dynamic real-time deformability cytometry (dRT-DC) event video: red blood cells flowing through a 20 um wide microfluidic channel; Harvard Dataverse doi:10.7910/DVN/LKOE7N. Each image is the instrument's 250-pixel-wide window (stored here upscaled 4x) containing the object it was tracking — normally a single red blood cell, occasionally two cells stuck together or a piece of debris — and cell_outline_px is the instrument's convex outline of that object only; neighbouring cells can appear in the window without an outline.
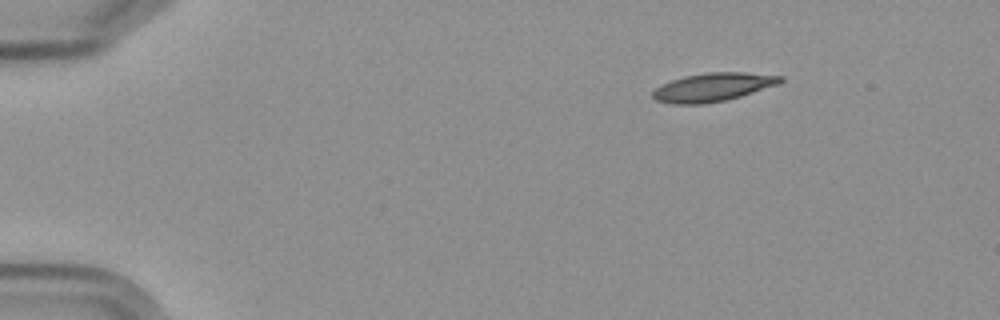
{"species": "Egyptian fruit bat (a non-hibernating species)", "species_latin": "Rousettus aegyptiacus", "temperature_condition": "cold", "stored_images_in_passage": 4, "camera_frame_rate_fps": 3000, "um_per_image_px": 0.085, "frame": {"image": 1, "passage_image": 1, "time_ms": 0.0, "image_size_px": [1000, 320], "cell_outline_px": [[784, 80], [780, 84], [740, 96], [724, 100], [704, 104], [672, 104], [656, 100], [652, 96], [652, 92], [660, 84], [684, 76], [708, 72], [744, 72], [784, 76]], "centroid_in_image_um": [60.61, 7.4], "position_along_channel_um": 24.4, "area_um2": 21.21}}
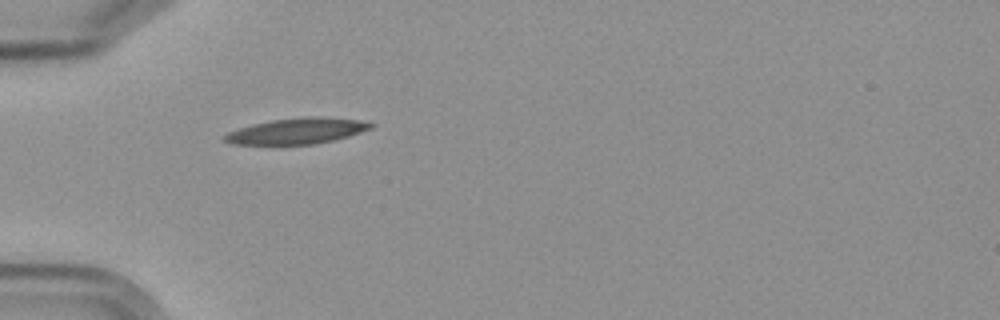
{"frame": {"image": 2, "passage_image": 3, "time_ms": 3.333, "image_size_px": [1000, 320], "cell_outline_px": [[376, 124], [372, 128], [348, 136], [316, 144], [284, 148], [280, 148], [232, 144], [224, 140], [220, 136], [228, 132], [252, 124], [272, 120], [304, 116], [320, 116], [360, 120]], "centroid_in_image_um": [25.15, 11.19], "position_along_channel_um": 59.9, "area_um2": 23.29}}